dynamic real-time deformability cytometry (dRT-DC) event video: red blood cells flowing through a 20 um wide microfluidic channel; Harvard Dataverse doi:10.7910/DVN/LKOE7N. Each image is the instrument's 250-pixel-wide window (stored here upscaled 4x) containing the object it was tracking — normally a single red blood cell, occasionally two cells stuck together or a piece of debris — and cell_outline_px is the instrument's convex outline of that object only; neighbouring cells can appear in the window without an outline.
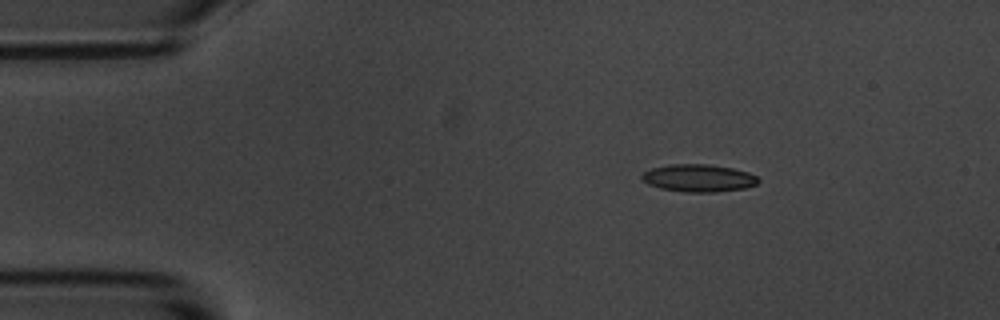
{"species": "common noctule bat (a hibernating species)", "species_latin": "Nyctalus noctula", "temperature_condition": "room temperature", "stored_images_in_passage": 4, "camera_frame_rate_fps": 3000, "um_per_image_px": 0.085, "animal": {"sex": "male", "body_mass_g": 20.1, "forearm_length_mm": 53.5}, "frame": {"image": 1, "passage_image": 2, "time_ms": 1.333, "image_size_px": [1000, 320], "cell_outline_px": [[760, 180], [756, 184], [744, 188], [716, 192], [684, 192], [660, 188], [648, 184], [640, 180], [640, 176], [644, 172], [652, 168], [668, 164], [708, 164], [732, 168], [748, 172], [756, 176]], "centroid_in_image_um": [59.34, 15.13], "position_along_channel_um": 25.7, "area_um2": 18.73}}